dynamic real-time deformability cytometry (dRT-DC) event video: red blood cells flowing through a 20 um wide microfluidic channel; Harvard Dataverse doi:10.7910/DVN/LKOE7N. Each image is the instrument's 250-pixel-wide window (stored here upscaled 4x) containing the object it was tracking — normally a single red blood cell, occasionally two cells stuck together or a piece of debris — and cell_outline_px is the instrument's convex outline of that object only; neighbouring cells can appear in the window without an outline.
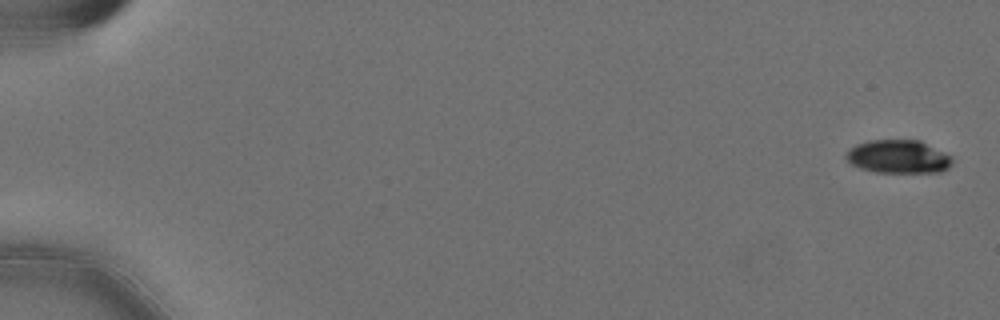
{"species": "Egyptian fruit bat (a non-hibernating species)", "species_latin": "Rousettus aegyptiacus", "temperature_condition": "cold", "stored_images_in_passage": 57, "camera_frame_rate_fps": 3000, "um_per_image_px": 0.085, "animal": {"sex": "female"}, "frame": {"image": 1, "passage_image": 1, "time_ms": 0.0, "image_size_px": [1000, 320], "cell_outline_px": [[952, 164], [948, 168], [940, 172], [872, 172], [860, 168], [852, 164], [844, 156], [856, 144], [868, 140], [920, 140], [952, 156]], "centroid_in_image_um": [76.37, 13.32], "position_along_channel_um": 8.6, "area_um2": 20.58}}
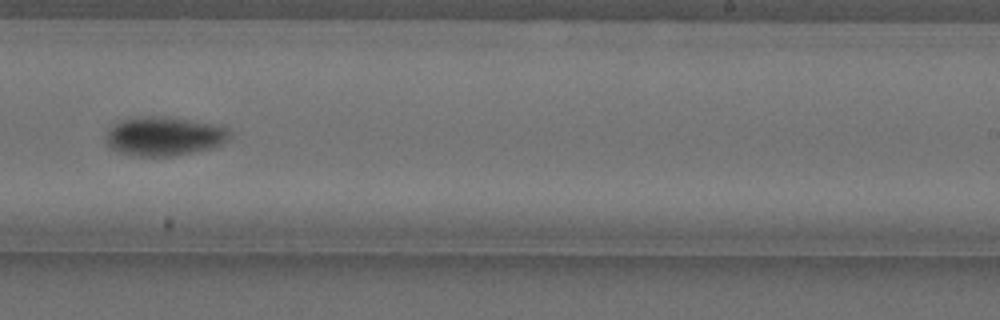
{"frame": {"image": 2, "passage_image": 37, "time_ms": 12.0, "image_size_px": [1000, 320], "cell_outline_px": [[232, 136], [220, 144], [208, 148], [192, 152], [172, 156], [136, 156], [116, 152], [104, 140], [104, 136], [108, 128], [120, 120], [140, 116], [164, 116], [220, 124], [228, 128], [232, 132]], "centroid_in_image_um": [13.93, 11.56], "position_along_channel_um": 275.1, "area_um2": 28.55}}
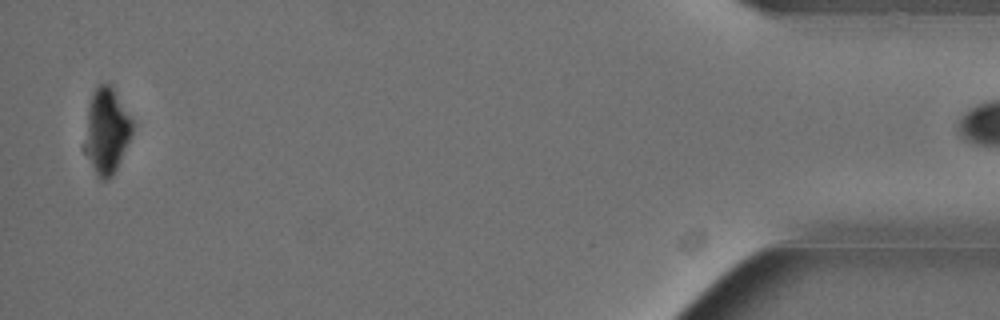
{"frame": {"image": 3, "passage_image": 56, "time_ms": 18.333, "image_size_px": [1000, 320], "cell_outline_px": [[132, 132], [120, 160], [112, 176], [108, 180], [100, 180], [96, 176], [92, 168], [84, 148], [88, 104], [92, 92], [100, 84], [112, 84], [132, 120]], "centroid_in_image_um": [9.04, 11.12], "position_along_channel_um": 426.2, "area_um2": 23.58}}